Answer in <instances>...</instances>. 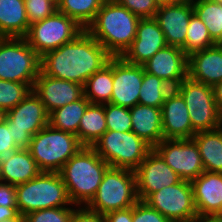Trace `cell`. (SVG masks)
<instances>
[{
	"label": "cell",
	"instance_id": "6da1fadb",
	"mask_svg": "<svg viewBox=\"0 0 222 222\" xmlns=\"http://www.w3.org/2000/svg\"><path fill=\"white\" fill-rule=\"evenodd\" d=\"M113 56L86 30L75 40L49 51L41 57L40 71L82 86Z\"/></svg>",
	"mask_w": 222,
	"mask_h": 222
},
{
	"label": "cell",
	"instance_id": "7a4b0ae2",
	"mask_svg": "<svg viewBox=\"0 0 222 222\" xmlns=\"http://www.w3.org/2000/svg\"><path fill=\"white\" fill-rule=\"evenodd\" d=\"M140 19L117 1H106L85 30L113 57H121L134 41Z\"/></svg>",
	"mask_w": 222,
	"mask_h": 222
},
{
	"label": "cell",
	"instance_id": "3957f363",
	"mask_svg": "<svg viewBox=\"0 0 222 222\" xmlns=\"http://www.w3.org/2000/svg\"><path fill=\"white\" fill-rule=\"evenodd\" d=\"M109 167V164L88 146H83L62 166L59 174L73 205L87 206L91 202Z\"/></svg>",
	"mask_w": 222,
	"mask_h": 222
},
{
	"label": "cell",
	"instance_id": "277c9868",
	"mask_svg": "<svg viewBox=\"0 0 222 222\" xmlns=\"http://www.w3.org/2000/svg\"><path fill=\"white\" fill-rule=\"evenodd\" d=\"M15 188L17 209L22 216L47 208L75 206L69 199L59 172H41Z\"/></svg>",
	"mask_w": 222,
	"mask_h": 222
},
{
	"label": "cell",
	"instance_id": "5b68a950",
	"mask_svg": "<svg viewBox=\"0 0 222 222\" xmlns=\"http://www.w3.org/2000/svg\"><path fill=\"white\" fill-rule=\"evenodd\" d=\"M82 147L76 135L48 124L31 138L28 150L42 172H59Z\"/></svg>",
	"mask_w": 222,
	"mask_h": 222
},
{
	"label": "cell",
	"instance_id": "8992f818",
	"mask_svg": "<svg viewBox=\"0 0 222 222\" xmlns=\"http://www.w3.org/2000/svg\"><path fill=\"white\" fill-rule=\"evenodd\" d=\"M138 200L135 172L124 168L109 167L94 198L86 207L91 211L106 215L112 211L128 209Z\"/></svg>",
	"mask_w": 222,
	"mask_h": 222
},
{
	"label": "cell",
	"instance_id": "52a82bcc",
	"mask_svg": "<svg viewBox=\"0 0 222 222\" xmlns=\"http://www.w3.org/2000/svg\"><path fill=\"white\" fill-rule=\"evenodd\" d=\"M110 167L135 171L153 149L134 132L107 130L92 146Z\"/></svg>",
	"mask_w": 222,
	"mask_h": 222
},
{
	"label": "cell",
	"instance_id": "ba28073f",
	"mask_svg": "<svg viewBox=\"0 0 222 222\" xmlns=\"http://www.w3.org/2000/svg\"><path fill=\"white\" fill-rule=\"evenodd\" d=\"M41 57L25 38L0 37V79L29 84L40 73Z\"/></svg>",
	"mask_w": 222,
	"mask_h": 222
},
{
	"label": "cell",
	"instance_id": "9c48e42d",
	"mask_svg": "<svg viewBox=\"0 0 222 222\" xmlns=\"http://www.w3.org/2000/svg\"><path fill=\"white\" fill-rule=\"evenodd\" d=\"M188 108L192 129L195 132L217 129L222 126V115L210 85L185 78L174 88Z\"/></svg>",
	"mask_w": 222,
	"mask_h": 222
},
{
	"label": "cell",
	"instance_id": "30bf717a",
	"mask_svg": "<svg viewBox=\"0 0 222 222\" xmlns=\"http://www.w3.org/2000/svg\"><path fill=\"white\" fill-rule=\"evenodd\" d=\"M85 29L73 18L59 12L31 24L24 37L35 52L42 57L49 51L75 40Z\"/></svg>",
	"mask_w": 222,
	"mask_h": 222
},
{
	"label": "cell",
	"instance_id": "8fae6325",
	"mask_svg": "<svg viewBox=\"0 0 222 222\" xmlns=\"http://www.w3.org/2000/svg\"><path fill=\"white\" fill-rule=\"evenodd\" d=\"M43 102L32 91L14 108L7 111L5 122L11 128L12 138L18 149H28L31 138L48 125Z\"/></svg>",
	"mask_w": 222,
	"mask_h": 222
},
{
	"label": "cell",
	"instance_id": "7c38bea8",
	"mask_svg": "<svg viewBox=\"0 0 222 222\" xmlns=\"http://www.w3.org/2000/svg\"><path fill=\"white\" fill-rule=\"evenodd\" d=\"M145 202L171 222H193L198 219L191 181L164 187L152 193Z\"/></svg>",
	"mask_w": 222,
	"mask_h": 222
},
{
	"label": "cell",
	"instance_id": "4fadbf2b",
	"mask_svg": "<svg viewBox=\"0 0 222 222\" xmlns=\"http://www.w3.org/2000/svg\"><path fill=\"white\" fill-rule=\"evenodd\" d=\"M153 149L182 180L192 181L205 171L193 139H163Z\"/></svg>",
	"mask_w": 222,
	"mask_h": 222
},
{
	"label": "cell",
	"instance_id": "5bb4252c",
	"mask_svg": "<svg viewBox=\"0 0 222 222\" xmlns=\"http://www.w3.org/2000/svg\"><path fill=\"white\" fill-rule=\"evenodd\" d=\"M134 172L140 201H145L152 193L182 180L154 149L147 154Z\"/></svg>",
	"mask_w": 222,
	"mask_h": 222
},
{
	"label": "cell",
	"instance_id": "9a60e30c",
	"mask_svg": "<svg viewBox=\"0 0 222 222\" xmlns=\"http://www.w3.org/2000/svg\"><path fill=\"white\" fill-rule=\"evenodd\" d=\"M143 75L142 65L128 63L122 57H113V89L110 103L129 109L138 104Z\"/></svg>",
	"mask_w": 222,
	"mask_h": 222
},
{
	"label": "cell",
	"instance_id": "2e32d148",
	"mask_svg": "<svg viewBox=\"0 0 222 222\" xmlns=\"http://www.w3.org/2000/svg\"><path fill=\"white\" fill-rule=\"evenodd\" d=\"M142 66L145 72L163 79L172 88L188 77V56L175 46L162 48Z\"/></svg>",
	"mask_w": 222,
	"mask_h": 222
},
{
	"label": "cell",
	"instance_id": "e0dca14e",
	"mask_svg": "<svg viewBox=\"0 0 222 222\" xmlns=\"http://www.w3.org/2000/svg\"><path fill=\"white\" fill-rule=\"evenodd\" d=\"M32 91L43 102L47 113L80 99L84 95L83 86L72 81L54 78L41 71Z\"/></svg>",
	"mask_w": 222,
	"mask_h": 222
},
{
	"label": "cell",
	"instance_id": "ac0fdd59",
	"mask_svg": "<svg viewBox=\"0 0 222 222\" xmlns=\"http://www.w3.org/2000/svg\"><path fill=\"white\" fill-rule=\"evenodd\" d=\"M166 46L164 33L157 20L154 17L141 18L134 41L121 57L128 63L142 65Z\"/></svg>",
	"mask_w": 222,
	"mask_h": 222
},
{
	"label": "cell",
	"instance_id": "d6986e66",
	"mask_svg": "<svg viewBox=\"0 0 222 222\" xmlns=\"http://www.w3.org/2000/svg\"><path fill=\"white\" fill-rule=\"evenodd\" d=\"M193 13L192 3L186 0L171 5L158 6L154 18L164 33L167 45L181 49L184 47L188 25Z\"/></svg>",
	"mask_w": 222,
	"mask_h": 222
},
{
	"label": "cell",
	"instance_id": "ffe728a7",
	"mask_svg": "<svg viewBox=\"0 0 222 222\" xmlns=\"http://www.w3.org/2000/svg\"><path fill=\"white\" fill-rule=\"evenodd\" d=\"M198 219L222 214V173L204 171L191 181Z\"/></svg>",
	"mask_w": 222,
	"mask_h": 222
},
{
	"label": "cell",
	"instance_id": "44dd1931",
	"mask_svg": "<svg viewBox=\"0 0 222 222\" xmlns=\"http://www.w3.org/2000/svg\"><path fill=\"white\" fill-rule=\"evenodd\" d=\"M161 113L164 139H192L196 134L186 103L174 88L166 95Z\"/></svg>",
	"mask_w": 222,
	"mask_h": 222
},
{
	"label": "cell",
	"instance_id": "7402d4cb",
	"mask_svg": "<svg viewBox=\"0 0 222 222\" xmlns=\"http://www.w3.org/2000/svg\"><path fill=\"white\" fill-rule=\"evenodd\" d=\"M188 77L214 87L222 81V44H215L188 56Z\"/></svg>",
	"mask_w": 222,
	"mask_h": 222
},
{
	"label": "cell",
	"instance_id": "603a6c76",
	"mask_svg": "<svg viewBox=\"0 0 222 222\" xmlns=\"http://www.w3.org/2000/svg\"><path fill=\"white\" fill-rule=\"evenodd\" d=\"M42 171L28 149H18L0 159V181L12 185L34 179Z\"/></svg>",
	"mask_w": 222,
	"mask_h": 222
},
{
	"label": "cell",
	"instance_id": "cb8c5ba5",
	"mask_svg": "<svg viewBox=\"0 0 222 222\" xmlns=\"http://www.w3.org/2000/svg\"><path fill=\"white\" fill-rule=\"evenodd\" d=\"M131 131L143 139L152 148L163 139L161 108L136 104L130 108Z\"/></svg>",
	"mask_w": 222,
	"mask_h": 222
},
{
	"label": "cell",
	"instance_id": "d4e9b609",
	"mask_svg": "<svg viewBox=\"0 0 222 222\" xmlns=\"http://www.w3.org/2000/svg\"><path fill=\"white\" fill-rule=\"evenodd\" d=\"M29 26L24 0H0V37L24 38Z\"/></svg>",
	"mask_w": 222,
	"mask_h": 222
},
{
	"label": "cell",
	"instance_id": "484cf974",
	"mask_svg": "<svg viewBox=\"0 0 222 222\" xmlns=\"http://www.w3.org/2000/svg\"><path fill=\"white\" fill-rule=\"evenodd\" d=\"M192 139L198 146L204 170L222 173V126L196 132Z\"/></svg>",
	"mask_w": 222,
	"mask_h": 222
},
{
	"label": "cell",
	"instance_id": "4316f807",
	"mask_svg": "<svg viewBox=\"0 0 222 222\" xmlns=\"http://www.w3.org/2000/svg\"><path fill=\"white\" fill-rule=\"evenodd\" d=\"M89 104V100L83 95L80 99L49 113L48 124L78 137L80 120Z\"/></svg>",
	"mask_w": 222,
	"mask_h": 222
},
{
	"label": "cell",
	"instance_id": "83f0119b",
	"mask_svg": "<svg viewBox=\"0 0 222 222\" xmlns=\"http://www.w3.org/2000/svg\"><path fill=\"white\" fill-rule=\"evenodd\" d=\"M106 131L104 104L90 103L80 120L79 141L83 146L92 147Z\"/></svg>",
	"mask_w": 222,
	"mask_h": 222
},
{
	"label": "cell",
	"instance_id": "f1b7e54d",
	"mask_svg": "<svg viewBox=\"0 0 222 222\" xmlns=\"http://www.w3.org/2000/svg\"><path fill=\"white\" fill-rule=\"evenodd\" d=\"M113 89V57L102 69L86 80L84 96L93 104L110 103Z\"/></svg>",
	"mask_w": 222,
	"mask_h": 222
},
{
	"label": "cell",
	"instance_id": "f546056e",
	"mask_svg": "<svg viewBox=\"0 0 222 222\" xmlns=\"http://www.w3.org/2000/svg\"><path fill=\"white\" fill-rule=\"evenodd\" d=\"M104 0H59L57 10L76 20L84 29L94 20Z\"/></svg>",
	"mask_w": 222,
	"mask_h": 222
},
{
	"label": "cell",
	"instance_id": "4dcf8cb0",
	"mask_svg": "<svg viewBox=\"0 0 222 222\" xmlns=\"http://www.w3.org/2000/svg\"><path fill=\"white\" fill-rule=\"evenodd\" d=\"M192 5L194 12L205 23L211 38L217 44H222V4L201 0Z\"/></svg>",
	"mask_w": 222,
	"mask_h": 222
},
{
	"label": "cell",
	"instance_id": "1f68e13d",
	"mask_svg": "<svg viewBox=\"0 0 222 222\" xmlns=\"http://www.w3.org/2000/svg\"><path fill=\"white\" fill-rule=\"evenodd\" d=\"M171 90L163 79L144 71L138 104L161 108Z\"/></svg>",
	"mask_w": 222,
	"mask_h": 222
},
{
	"label": "cell",
	"instance_id": "d6a6232c",
	"mask_svg": "<svg viewBox=\"0 0 222 222\" xmlns=\"http://www.w3.org/2000/svg\"><path fill=\"white\" fill-rule=\"evenodd\" d=\"M217 44L210 36L205 23L194 12L190 18L186 33V43L182 50L189 56L193 52L204 50Z\"/></svg>",
	"mask_w": 222,
	"mask_h": 222
},
{
	"label": "cell",
	"instance_id": "836d02e7",
	"mask_svg": "<svg viewBox=\"0 0 222 222\" xmlns=\"http://www.w3.org/2000/svg\"><path fill=\"white\" fill-rule=\"evenodd\" d=\"M32 92L29 84L0 79V108L8 111Z\"/></svg>",
	"mask_w": 222,
	"mask_h": 222
},
{
	"label": "cell",
	"instance_id": "e575fe53",
	"mask_svg": "<svg viewBox=\"0 0 222 222\" xmlns=\"http://www.w3.org/2000/svg\"><path fill=\"white\" fill-rule=\"evenodd\" d=\"M104 112L107 130L131 131L132 122L129 108L106 103L104 104Z\"/></svg>",
	"mask_w": 222,
	"mask_h": 222
},
{
	"label": "cell",
	"instance_id": "d590c367",
	"mask_svg": "<svg viewBox=\"0 0 222 222\" xmlns=\"http://www.w3.org/2000/svg\"><path fill=\"white\" fill-rule=\"evenodd\" d=\"M74 207L77 206L37 210L24 216L25 222H69Z\"/></svg>",
	"mask_w": 222,
	"mask_h": 222
},
{
	"label": "cell",
	"instance_id": "8d00e7d4",
	"mask_svg": "<svg viewBox=\"0 0 222 222\" xmlns=\"http://www.w3.org/2000/svg\"><path fill=\"white\" fill-rule=\"evenodd\" d=\"M29 25L44 20L57 11L55 0H24Z\"/></svg>",
	"mask_w": 222,
	"mask_h": 222
},
{
	"label": "cell",
	"instance_id": "74e56055",
	"mask_svg": "<svg viewBox=\"0 0 222 222\" xmlns=\"http://www.w3.org/2000/svg\"><path fill=\"white\" fill-rule=\"evenodd\" d=\"M133 222H171L156 209L151 208L145 201L138 200L132 206Z\"/></svg>",
	"mask_w": 222,
	"mask_h": 222
},
{
	"label": "cell",
	"instance_id": "f35d334b",
	"mask_svg": "<svg viewBox=\"0 0 222 222\" xmlns=\"http://www.w3.org/2000/svg\"><path fill=\"white\" fill-rule=\"evenodd\" d=\"M120 5L140 18H153L158 10L154 0H116Z\"/></svg>",
	"mask_w": 222,
	"mask_h": 222
},
{
	"label": "cell",
	"instance_id": "ab89813d",
	"mask_svg": "<svg viewBox=\"0 0 222 222\" xmlns=\"http://www.w3.org/2000/svg\"><path fill=\"white\" fill-rule=\"evenodd\" d=\"M69 222H106L105 215L89 210L86 206H77Z\"/></svg>",
	"mask_w": 222,
	"mask_h": 222
},
{
	"label": "cell",
	"instance_id": "60d3db41",
	"mask_svg": "<svg viewBox=\"0 0 222 222\" xmlns=\"http://www.w3.org/2000/svg\"><path fill=\"white\" fill-rule=\"evenodd\" d=\"M18 150L12 138L11 128L4 122L0 125V159Z\"/></svg>",
	"mask_w": 222,
	"mask_h": 222
},
{
	"label": "cell",
	"instance_id": "b9f144b4",
	"mask_svg": "<svg viewBox=\"0 0 222 222\" xmlns=\"http://www.w3.org/2000/svg\"><path fill=\"white\" fill-rule=\"evenodd\" d=\"M0 206L17 207L15 185L0 181Z\"/></svg>",
	"mask_w": 222,
	"mask_h": 222
},
{
	"label": "cell",
	"instance_id": "7bdbcfd3",
	"mask_svg": "<svg viewBox=\"0 0 222 222\" xmlns=\"http://www.w3.org/2000/svg\"><path fill=\"white\" fill-rule=\"evenodd\" d=\"M106 222H133L132 207L124 210L109 212L105 215Z\"/></svg>",
	"mask_w": 222,
	"mask_h": 222
},
{
	"label": "cell",
	"instance_id": "ee69618b",
	"mask_svg": "<svg viewBox=\"0 0 222 222\" xmlns=\"http://www.w3.org/2000/svg\"><path fill=\"white\" fill-rule=\"evenodd\" d=\"M19 215L17 207L0 206V222L6 219H13Z\"/></svg>",
	"mask_w": 222,
	"mask_h": 222
},
{
	"label": "cell",
	"instance_id": "f6af8a7d",
	"mask_svg": "<svg viewBox=\"0 0 222 222\" xmlns=\"http://www.w3.org/2000/svg\"><path fill=\"white\" fill-rule=\"evenodd\" d=\"M214 96H215V101L218 106V110L220 114L222 115V81L217 83L214 87Z\"/></svg>",
	"mask_w": 222,
	"mask_h": 222
},
{
	"label": "cell",
	"instance_id": "bcb514c9",
	"mask_svg": "<svg viewBox=\"0 0 222 222\" xmlns=\"http://www.w3.org/2000/svg\"><path fill=\"white\" fill-rule=\"evenodd\" d=\"M183 0H154V2L157 4V6H162V5H171L178 3Z\"/></svg>",
	"mask_w": 222,
	"mask_h": 222
},
{
	"label": "cell",
	"instance_id": "7dc6e473",
	"mask_svg": "<svg viewBox=\"0 0 222 222\" xmlns=\"http://www.w3.org/2000/svg\"><path fill=\"white\" fill-rule=\"evenodd\" d=\"M199 222H222V219L219 217H206L199 219Z\"/></svg>",
	"mask_w": 222,
	"mask_h": 222
},
{
	"label": "cell",
	"instance_id": "c3c4849f",
	"mask_svg": "<svg viewBox=\"0 0 222 222\" xmlns=\"http://www.w3.org/2000/svg\"><path fill=\"white\" fill-rule=\"evenodd\" d=\"M2 222H25V218H24V216L19 214L16 218L6 219V220H4Z\"/></svg>",
	"mask_w": 222,
	"mask_h": 222
},
{
	"label": "cell",
	"instance_id": "681fc988",
	"mask_svg": "<svg viewBox=\"0 0 222 222\" xmlns=\"http://www.w3.org/2000/svg\"><path fill=\"white\" fill-rule=\"evenodd\" d=\"M6 117H7V111L0 108V125L5 122Z\"/></svg>",
	"mask_w": 222,
	"mask_h": 222
},
{
	"label": "cell",
	"instance_id": "f907efd6",
	"mask_svg": "<svg viewBox=\"0 0 222 222\" xmlns=\"http://www.w3.org/2000/svg\"><path fill=\"white\" fill-rule=\"evenodd\" d=\"M186 1H189L190 3H194V2L201 1V0H186Z\"/></svg>",
	"mask_w": 222,
	"mask_h": 222
},
{
	"label": "cell",
	"instance_id": "816d5d0a",
	"mask_svg": "<svg viewBox=\"0 0 222 222\" xmlns=\"http://www.w3.org/2000/svg\"><path fill=\"white\" fill-rule=\"evenodd\" d=\"M222 4V0H210Z\"/></svg>",
	"mask_w": 222,
	"mask_h": 222
}]
</instances>
